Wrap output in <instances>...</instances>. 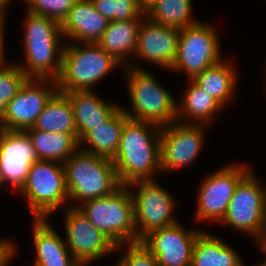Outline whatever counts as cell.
<instances>
[{
    "mask_svg": "<svg viewBox=\"0 0 266 266\" xmlns=\"http://www.w3.org/2000/svg\"><path fill=\"white\" fill-rule=\"evenodd\" d=\"M181 29L168 27L144 16L138 30L133 59L145 60L169 71L175 60Z\"/></svg>",
    "mask_w": 266,
    "mask_h": 266,
    "instance_id": "16",
    "label": "cell"
},
{
    "mask_svg": "<svg viewBox=\"0 0 266 266\" xmlns=\"http://www.w3.org/2000/svg\"><path fill=\"white\" fill-rule=\"evenodd\" d=\"M188 81L189 84L184 95L180 102L177 101L176 104V121L183 124H205L210 126L213 118H216L214 116H217V113L223 107L192 79Z\"/></svg>",
    "mask_w": 266,
    "mask_h": 266,
    "instance_id": "23",
    "label": "cell"
},
{
    "mask_svg": "<svg viewBox=\"0 0 266 266\" xmlns=\"http://www.w3.org/2000/svg\"><path fill=\"white\" fill-rule=\"evenodd\" d=\"M77 0H24L27 11L52 18L59 23L63 21L70 8Z\"/></svg>",
    "mask_w": 266,
    "mask_h": 266,
    "instance_id": "31",
    "label": "cell"
},
{
    "mask_svg": "<svg viewBox=\"0 0 266 266\" xmlns=\"http://www.w3.org/2000/svg\"><path fill=\"white\" fill-rule=\"evenodd\" d=\"M130 94L131 110L122 107L129 119L150 122L160 127L176 121V104L170 91L145 69H122Z\"/></svg>",
    "mask_w": 266,
    "mask_h": 266,
    "instance_id": "5",
    "label": "cell"
},
{
    "mask_svg": "<svg viewBox=\"0 0 266 266\" xmlns=\"http://www.w3.org/2000/svg\"><path fill=\"white\" fill-rule=\"evenodd\" d=\"M191 266H245L236 250L224 240L201 231L193 246Z\"/></svg>",
    "mask_w": 266,
    "mask_h": 266,
    "instance_id": "24",
    "label": "cell"
},
{
    "mask_svg": "<svg viewBox=\"0 0 266 266\" xmlns=\"http://www.w3.org/2000/svg\"><path fill=\"white\" fill-rule=\"evenodd\" d=\"M127 119L120 106L103 124L95 126L79 139V149L113 160Z\"/></svg>",
    "mask_w": 266,
    "mask_h": 266,
    "instance_id": "22",
    "label": "cell"
},
{
    "mask_svg": "<svg viewBox=\"0 0 266 266\" xmlns=\"http://www.w3.org/2000/svg\"><path fill=\"white\" fill-rule=\"evenodd\" d=\"M25 132L30 137L40 161L64 163L79 148V141L71 134L45 132L34 128Z\"/></svg>",
    "mask_w": 266,
    "mask_h": 266,
    "instance_id": "27",
    "label": "cell"
},
{
    "mask_svg": "<svg viewBox=\"0 0 266 266\" xmlns=\"http://www.w3.org/2000/svg\"><path fill=\"white\" fill-rule=\"evenodd\" d=\"M63 42L61 71L56 80L60 92L93 90V85L113 69L123 67L97 43Z\"/></svg>",
    "mask_w": 266,
    "mask_h": 266,
    "instance_id": "4",
    "label": "cell"
},
{
    "mask_svg": "<svg viewBox=\"0 0 266 266\" xmlns=\"http://www.w3.org/2000/svg\"><path fill=\"white\" fill-rule=\"evenodd\" d=\"M108 24L109 21L96 10L91 0H77L60 26L67 42L96 43Z\"/></svg>",
    "mask_w": 266,
    "mask_h": 266,
    "instance_id": "18",
    "label": "cell"
},
{
    "mask_svg": "<svg viewBox=\"0 0 266 266\" xmlns=\"http://www.w3.org/2000/svg\"><path fill=\"white\" fill-rule=\"evenodd\" d=\"M161 129L150 122L129 118L125 121L119 147L112 160L121 185L156 180L155 175H161Z\"/></svg>",
    "mask_w": 266,
    "mask_h": 266,
    "instance_id": "1",
    "label": "cell"
},
{
    "mask_svg": "<svg viewBox=\"0 0 266 266\" xmlns=\"http://www.w3.org/2000/svg\"><path fill=\"white\" fill-rule=\"evenodd\" d=\"M56 91L55 80L28 79L16 96L7 103L0 119L2 128L24 132L32 128L44 106Z\"/></svg>",
    "mask_w": 266,
    "mask_h": 266,
    "instance_id": "14",
    "label": "cell"
},
{
    "mask_svg": "<svg viewBox=\"0 0 266 266\" xmlns=\"http://www.w3.org/2000/svg\"><path fill=\"white\" fill-rule=\"evenodd\" d=\"M77 209L116 246L137 242L134 204L128 186L121 185L108 196L85 201Z\"/></svg>",
    "mask_w": 266,
    "mask_h": 266,
    "instance_id": "6",
    "label": "cell"
},
{
    "mask_svg": "<svg viewBox=\"0 0 266 266\" xmlns=\"http://www.w3.org/2000/svg\"><path fill=\"white\" fill-rule=\"evenodd\" d=\"M236 162L212 172L202 179L197 191L196 217L198 222L220 223L227 213L230 200L239 181L251 170Z\"/></svg>",
    "mask_w": 266,
    "mask_h": 266,
    "instance_id": "11",
    "label": "cell"
},
{
    "mask_svg": "<svg viewBox=\"0 0 266 266\" xmlns=\"http://www.w3.org/2000/svg\"><path fill=\"white\" fill-rule=\"evenodd\" d=\"M219 37L215 27L209 23L198 22L181 29L177 54L169 71L185 72L193 79L222 60Z\"/></svg>",
    "mask_w": 266,
    "mask_h": 266,
    "instance_id": "9",
    "label": "cell"
},
{
    "mask_svg": "<svg viewBox=\"0 0 266 266\" xmlns=\"http://www.w3.org/2000/svg\"><path fill=\"white\" fill-rule=\"evenodd\" d=\"M28 201L33 219H48L69 201L64 164L54 161L34 162L26 182L18 191Z\"/></svg>",
    "mask_w": 266,
    "mask_h": 266,
    "instance_id": "7",
    "label": "cell"
},
{
    "mask_svg": "<svg viewBox=\"0 0 266 266\" xmlns=\"http://www.w3.org/2000/svg\"><path fill=\"white\" fill-rule=\"evenodd\" d=\"M258 246L259 248H261L260 250H262V252L264 253L263 255L266 256V229H265L262 239L258 243Z\"/></svg>",
    "mask_w": 266,
    "mask_h": 266,
    "instance_id": "37",
    "label": "cell"
},
{
    "mask_svg": "<svg viewBox=\"0 0 266 266\" xmlns=\"http://www.w3.org/2000/svg\"><path fill=\"white\" fill-rule=\"evenodd\" d=\"M255 175L251 169L239 181L220 224L249 234L259 243L266 229V186Z\"/></svg>",
    "mask_w": 266,
    "mask_h": 266,
    "instance_id": "8",
    "label": "cell"
},
{
    "mask_svg": "<svg viewBox=\"0 0 266 266\" xmlns=\"http://www.w3.org/2000/svg\"><path fill=\"white\" fill-rule=\"evenodd\" d=\"M63 164L70 200L67 207L77 208L85 201L108 196L121 186L111 159L78 148Z\"/></svg>",
    "mask_w": 266,
    "mask_h": 266,
    "instance_id": "3",
    "label": "cell"
},
{
    "mask_svg": "<svg viewBox=\"0 0 266 266\" xmlns=\"http://www.w3.org/2000/svg\"><path fill=\"white\" fill-rule=\"evenodd\" d=\"M38 161L30 137L24 131L3 129L0 134V172L4 182L18 192L31 165Z\"/></svg>",
    "mask_w": 266,
    "mask_h": 266,
    "instance_id": "17",
    "label": "cell"
},
{
    "mask_svg": "<svg viewBox=\"0 0 266 266\" xmlns=\"http://www.w3.org/2000/svg\"><path fill=\"white\" fill-rule=\"evenodd\" d=\"M8 4H11L9 0H0V19L6 17L5 13H7L6 7L9 6Z\"/></svg>",
    "mask_w": 266,
    "mask_h": 266,
    "instance_id": "35",
    "label": "cell"
},
{
    "mask_svg": "<svg viewBox=\"0 0 266 266\" xmlns=\"http://www.w3.org/2000/svg\"><path fill=\"white\" fill-rule=\"evenodd\" d=\"M143 17L131 21H109L107 29L96 42L124 67L144 69L133 60L137 48L138 30ZM132 59V60H131Z\"/></svg>",
    "mask_w": 266,
    "mask_h": 266,
    "instance_id": "20",
    "label": "cell"
},
{
    "mask_svg": "<svg viewBox=\"0 0 266 266\" xmlns=\"http://www.w3.org/2000/svg\"><path fill=\"white\" fill-rule=\"evenodd\" d=\"M64 214L65 243L81 266H89L115 252L116 245L98 230L77 208L66 207Z\"/></svg>",
    "mask_w": 266,
    "mask_h": 266,
    "instance_id": "13",
    "label": "cell"
},
{
    "mask_svg": "<svg viewBox=\"0 0 266 266\" xmlns=\"http://www.w3.org/2000/svg\"><path fill=\"white\" fill-rule=\"evenodd\" d=\"M3 184L5 185V182H4L2 174L0 172V191H1V188L4 186Z\"/></svg>",
    "mask_w": 266,
    "mask_h": 266,
    "instance_id": "38",
    "label": "cell"
},
{
    "mask_svg": "<svg viewBox=\"0 0 266 266\" xmlns=\"http://www.w3.org/2000/svg\"><path fill=\"white\" fill-rule=\"evenodd\" d=\"M96 10L108 21H131L144 17L138 0H91Z\"/></svg>",
    "mask_w": 266,
    "mask_h": 266,
    "instance_id": "29",
    "label": "cell"
},
{
    "mask_svg": "<svg viewBox=\"0 0 266 266\" xmlns=\"http://www.w3.org/2000/svg\"><path fill=\"white\" fill-rule=\"evenodd\" d=\"M158 183L156 180H146L127 185L133 198L137 242L153 230L178 222L173 215L177 201L169 190Z\"/></svg>",
    "mask_w": 266,
    "mask_h": 266,
    "instance_id": "10",
    "label": "cell"
},
{
    "mask_svg": "<svg viewBox=\"0 0 266 266\" xmlns=\"http://www.w3.org/2000/svg\"><path fill=\"white\" fill-rule=\"evenodd\" d=\"M2 130H3V128H2V124H1V122H0V134H1Z\"/></svg>",
    "mask_w": 266,
    "mask_h": 266,
    "instance_id": "40",
    "label": "cell"
},
{
    "mask_svg": "<svg viewBox=\"0 0 266 266\" xmlns=\"http://www.w3.org/2000/svg\"><path fill=\"white\" fill-rule=\"evenodd\" d=\"M32 128L71 134L78 140L73 110L67 95L57 90L44 106Z\"/></svg>",
    "mask_w": 266,
    "mask_h": 266,
    "instance_id": "26",
    "label": "cell"
},
{
    "mask_svg": "<svg viewBox=\"0 0 266 266\" xmlns=\"http://www.w3.org/2000/svg\"><path fill=\"white\" fill-rule=\"evenodd\" d=\"M28 79L17 63L11 62L0 67V119L7 103L16 96Z\"/></svg>",
    "mask_w": 266,
    "mask_h": 266,
    "instance_id": "30",
    "label": "cell"
},
{
    "mask_svg": "<svg viewBox=\"0 0 266 266\" xmlns=\"http://www.w3.org/2000/svg\"><path fill=\"white\" fill-rule=\"evenodd\" d=\"M210 126L173 122L160 132L161 172L188 167L197 159Z\"/></svg>",
    "mask_w": 266,
    "mask_h": 266,
    "instance_id": "12",
    "label": "cell"
},
{
    "mask_svg": "<svg viewBox=\"0 0 266 266\" xmlns=\"http://www.w3.org/2000/svg\"><path fill=\"white\" fill-rule=\"evenodd\" d=\"M73 110L79 139L97 125L103 124L121 105L104 102L94 90L65 93Z\"/></svg>",
    "mask_w": 266,
    "mask_h": 266,
    "instance_id": "21",
    "label": "cell"
},
{
    "mask_svg": "<svg viewBox=\"0 0 266 266\" xmlns=\"http://www.w3.org/2000/svg\"><path fill=\"white\" fill-rule=\"evenodd\" d=\"M264 258H266V256ZM255 266H266V259H264L263 262L259 263L258 265H255Z\"/></svg>",
    "mask_w": 266,
    "mask_h": 266,
    "instance_id": "39",
    "label": "cell"
},
{
    "mask_svg": "<svg viewBox=\"0 0 266 266\" xmlns=\"http://www.w3.org/2000/svg\"><path fill=\"white\" fill-rule=\"evenodd\" d=\"M192 2V0H157L145 11V16L155 23L183 29L199 22L192 17Z\"/></svg>",
    "mask_w": 266,
    "mask_h": 266,
    "instance_id": "28",
    "label": "cell"
},
{
    "mask_svg": "<svg viewBox=\"0 0 266 266\" xmlns=\"http://www.w3.org/2000/svg\"><path fill=\"white\" fill-rule=\"evenodd\" d=\"M23 34L25 64L18 67L29 79L57 80L65 42L60 23L26 11Z\"/></svg>",
    "mask_w": 266,
    "mask_h": 266,
    "instance_id": "2",
    "label": "cell"
},
{
    "mask_svg": "<svg viewBox=\"0 0 266 266\" xmlns=\"http://www.w3.org/2000/svg\"><path fill=\"white\" fill-rule=\"evenodd\" d=\"M33 266H81L48 219H33Z\"/></svg>",
    "mask_w": 266,
    "mask_h": 266,
    "instance_id": "19",
    "label": "cell"
},
{
    "mask_svg": "<svg viewBox=\"0 0 266 266\" xmlns=\"http://www.w3.org/2000/svg\"><path fill=\"white\" fill-rule=\"evenodd\" d=\"M14 242L10 240H1L0 239V266H7L11 263V259L16 255V246Z\"/></svg>",
    "mask_w": 266,
    "mask_h": 266,
    "instance_id": "33",
    "label": "cell"
},
{
    "mask_svg": "<svg viewBox=\"0 0 266 266\" xmlns=\"http://www.w3.org/2000/svg\"><path fill=\"white\" fill-rule=\"evenodd\" d=\"M234 66L230 62L221 60L192 79L202 90L210 94L223 109L236 95L238 74Z\"/></svg>",
    "mask_w": 266,
    "mask_h": 266,
    "instance_id": "25",
    "label": "cell"
},
{
    "mask_svg": "<svg viewBox=\"0 0 266 266\" xmlns=\"http://www.w3.org/2000/svg\"><path fill=\"white\" fill-rule=\"evenodd\" d=\"M157 0H138L141 8L146 11L151 5H153Z\"/></svg>",
    "mask_w": 266,
    "mask_h": 266,
    "instance_id": "36",
    "label": "cell"
},
{
    "mask_svg": "<svg viewBox=\"0 0 266 266\" xmlns=\"http://www.w3.org/2000/svg\"><path fill=\"white\" fill-rule=\"evenodd\" d=\"M6 17H4V18H1L0 19V67H2V66H6V65H8L7 63L8 62H6V55H4L5 54V52L4 51H6V50H4L5 48V43H4V29H5V21H6V19H5Z\"/></svg>",
    "mask_w": 266,
    "mask_h": 266,
    "instance_id": "34",
    "label": "cell"
},
{
    "mask_svg": "<svg viewBox=\"0 0 266 266\" xmlns=\"http://www.w3.org/2000/svg\"><path fill=\"white\" fill-rule=\"evenodd\" d=\"M120 248L125 251L117 262L119 266H158L157 258L140 241L117 245L115 251Z\"/></svg>",
    "mask_w": 266,
    "mask_h": 266,
    "instance_id": "32",
    "label": "cell"
},
{
    "mask_svg": "<svg viewBox=\"0 0 266 266\" xmlns=\"http://www.w3.org/2000/svg\"><path fill=\"white\" fill-rule=\"evenodd\" d=\"M201 231L186 230L177 222L149 232L140 242L157 258L158 266H191L194 242Z\"/></svg>",
    "mask_w": 266,
    "mask_h": 266,
    "instance_id": "15",
    "label": "cell"
}]
</instances>
